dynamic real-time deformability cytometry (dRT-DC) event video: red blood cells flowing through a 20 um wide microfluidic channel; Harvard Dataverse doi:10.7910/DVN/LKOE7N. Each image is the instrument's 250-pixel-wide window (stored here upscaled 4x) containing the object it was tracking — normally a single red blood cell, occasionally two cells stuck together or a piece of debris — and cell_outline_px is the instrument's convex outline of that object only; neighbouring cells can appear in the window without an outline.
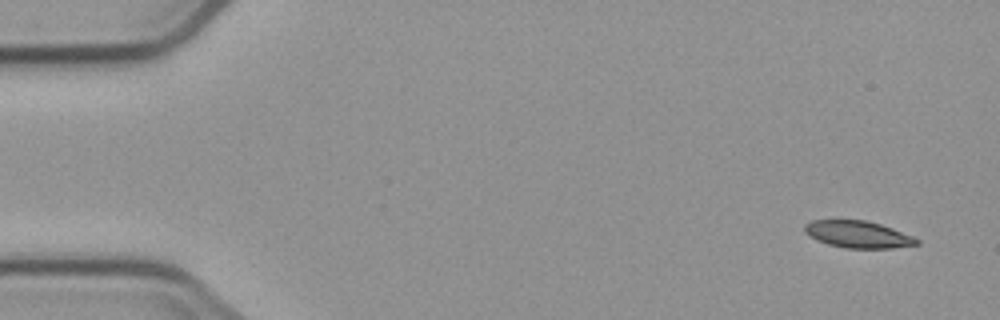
{"species": "common noctule bat (a hibernating species)", "species_latin": "Nyctalus noctula", "temperature_condition": "cold", "stored_images_in_passage": 5, "camera_frame_rate_fps": 3000, "um_per_image_px": 0.085, "animal": {"sex": "male", "body_mass_g": 23.1, "forearm_length_mm": 52.7}, "frame": {"image": 1, "passage_image": 1, "time_ms": 0.0, "image_size_px": [1000, 320], "cell_outline_px": [[920, 244], [892, 248], [844, 248], [828, 244], [816, 240], [808, 236], [804, 232], [804, 224], [812, 220], [864, 220], [880, 224], [892, 228], [912, 236], [920, 240]], "centroid_in_image_um": [72.9, 19.92], "position_along_channel_um": 12.1, "area_um2": 17.69}}
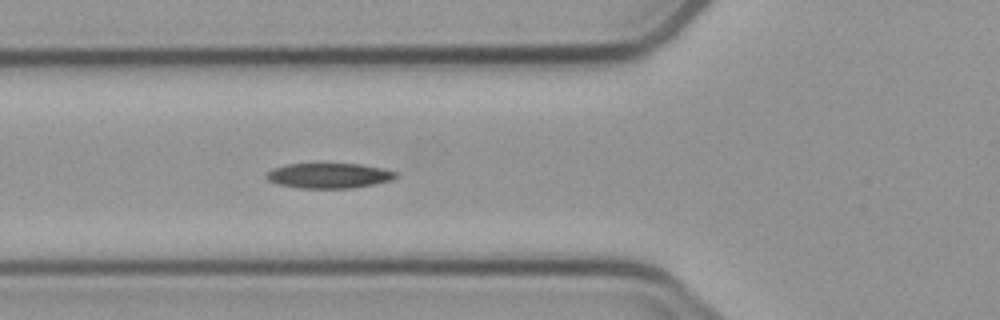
{"frame": {"image": 2, "passage_image": 5, "time_ms": 5.667, "image_size_px": [1000, 320], "cell_outline_px": [[396, 176], [392, 180], [376, 184], [352, 188], [300, 188], [280, 184], [268, 180], [264, 176], [272, 168], [288, 164], [360, 164], [380, 168], [396, 172]], "centroid_in_image_um": [27.95, 14.93], "position_along_channel_um": 97.8, "area_um2": 18.79}}